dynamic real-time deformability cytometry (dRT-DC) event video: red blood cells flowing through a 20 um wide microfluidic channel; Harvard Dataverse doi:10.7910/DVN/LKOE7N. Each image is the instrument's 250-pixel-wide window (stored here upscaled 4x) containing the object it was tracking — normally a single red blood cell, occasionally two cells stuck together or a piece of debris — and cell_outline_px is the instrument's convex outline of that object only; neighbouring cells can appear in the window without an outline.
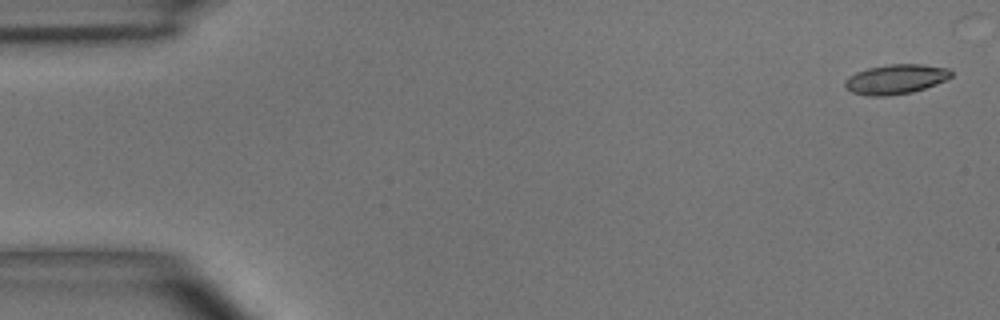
{"species": "common noctule bat (a hibernating species)", "species_latin": "Nyctalus noctula", "temperature_condition": "room temperature", "stored_images_in_passage": 6, "segment_of_instrument_passage": [1, 2], "camera_frame_rate_fps": 3000, "um_per_image_px": 0.085, "animal": {"sex": "male", "body_mass_g": 15.6}, "frame": {"image": 1, "passage_image": 1, "time_ms": 0.0, "image_size_px": [1000, 320], "cell_outline_px": [[952, 76], [936, 84], [912, 92], [884, 96], [872, 96], [852, 92], [844, 88], [844, 80], [848, 76], [856, 72], [868, 68], [888, 64], [920, 64], [948, 68], [952, 72]], "centroid_in_image_um": [76.1, 6.72], "position_along_channel_um": 8.9, "area_um2": 18.32}}
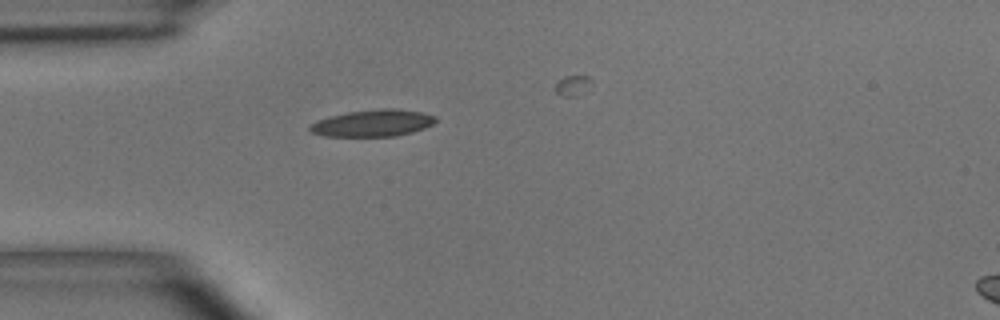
{"frame": {"image": 2, "passage_image": 4, "time_ms": 4.333, "image_size_px": [1000, 320], "cell_outline_px": [[436, 120], [432, 124], [424, 128], [412, 132], [396, 136], [324, 136], [312, 132], [308, 128], [308, 124], [316, 120], [328, 116], [348, 112], [380, 108], [392, 108], [420, 112], [436, 116]], "centroid_in_image_um": [31.64, 10.46], "position_along_channel_um": 53.4, "area_um2": 19.71}}